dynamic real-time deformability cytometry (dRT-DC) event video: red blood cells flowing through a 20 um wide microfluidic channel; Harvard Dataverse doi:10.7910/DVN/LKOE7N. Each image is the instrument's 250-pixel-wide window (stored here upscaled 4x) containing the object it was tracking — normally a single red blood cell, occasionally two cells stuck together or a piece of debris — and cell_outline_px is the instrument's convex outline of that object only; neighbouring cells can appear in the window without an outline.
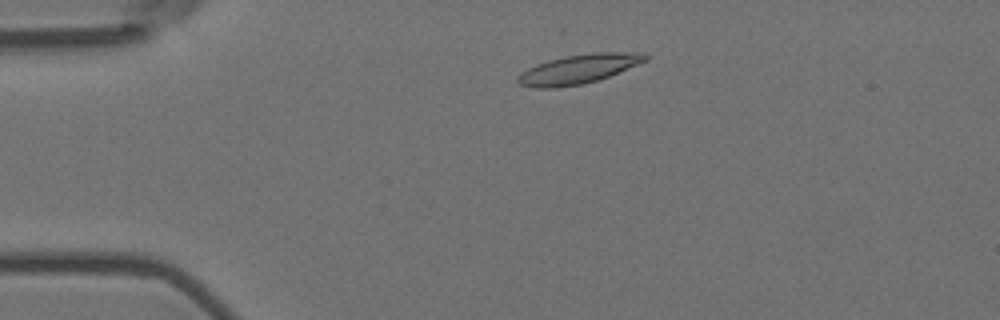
{"species": "Egyptian fruit bat (a non-hibernating species)", "species_latin": "Rousettus aegyptiacus", "temperature_condition": "room temperature", "stored_images_in_passage": 4, "camera_frame_rate_fps": 3000, "um_per_image_px": 0.085, "animal": {"sex": "female"}, "frame": {"image": 1, "passage_image": 3, "time_ms": 0.667, "image_size_px": [1000, 320], "cell_outline_px": [[648, 60], [608, 76], [596, 80], [580, 84], [556, 88], [532, 88], [520, 84], [516, 80], [516, 76], [520, 72], [536, 64], [548, 60], [564, 56], [592, 52], [644, 52], [648, 56]], "centroid_in_image_um": [49.14, 5.86], "position_along_channel_um": 35.9, "area_um2": 21.79}}